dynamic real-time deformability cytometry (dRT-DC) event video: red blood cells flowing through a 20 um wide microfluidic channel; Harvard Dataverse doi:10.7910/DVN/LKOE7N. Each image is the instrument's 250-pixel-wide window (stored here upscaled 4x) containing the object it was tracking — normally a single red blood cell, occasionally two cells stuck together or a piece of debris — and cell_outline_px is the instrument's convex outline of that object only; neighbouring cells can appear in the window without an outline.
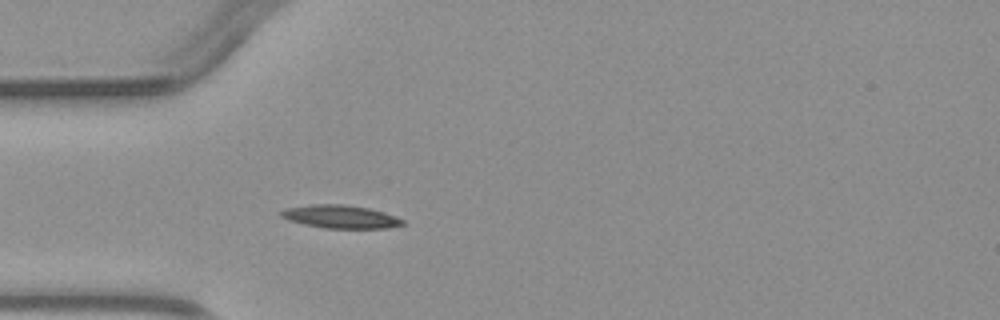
{"species": "common noctule bat (a hibernating species)", "species_latin": "Nyctalus noctula", "temperature_condition": "warm", "stored_images_in_passage": 2, "camera_frame_rate_fps": 3000, "um_per_image_px": 0.085, "animal": {"sex": "male", "body_mass_g": 23.1, "forearm_length_mm": 52.7}, "frame": {"image": 1, "passage_image": 2, "time_ms": 1.333, "image_size_px": [1000, 320], "cell_outline_px": [[404, 224], [388, 228], [324, 228], [304, 224], [288, 220], [280, 216], [280, 212], [284, 208], [312, 204], [344, 204], [368, 208], [384, 212], [404, 220]], "centroid_in_image_um": [28.91, 18.41], "position_along_channel_um": 56.1, "area_um2": 16.36}}